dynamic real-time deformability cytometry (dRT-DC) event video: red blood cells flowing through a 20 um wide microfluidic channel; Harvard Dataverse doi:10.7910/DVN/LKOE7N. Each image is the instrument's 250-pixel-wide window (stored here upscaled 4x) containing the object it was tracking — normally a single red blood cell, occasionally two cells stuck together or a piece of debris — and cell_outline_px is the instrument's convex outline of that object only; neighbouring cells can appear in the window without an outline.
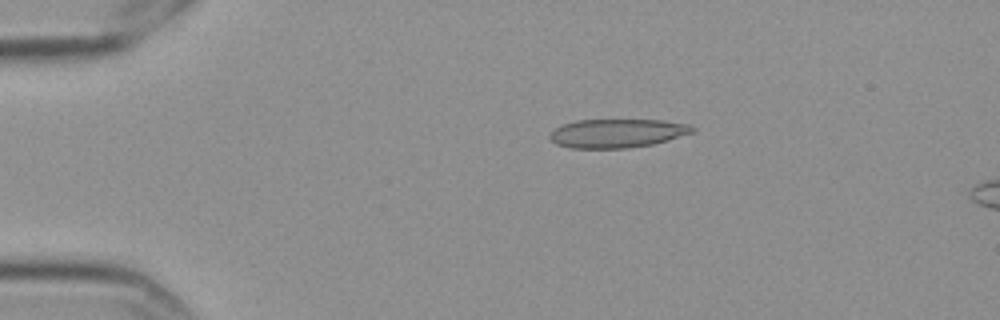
{"species": "Egyptian fruit bat (a non-hibernating species)", "species_latin": "Rousettus aegyptiacus", "temperature_condition": "cold", "stored_images_in_passage": 6, "camera_frame_rate_fps": 3000, "um_per_image_px": 0.085, "frame": {"image": 1, "passage_image": 4, "time_ms": 1.0, "image_size_px": [1000, 320], "cell_outline_px": [[696, 128], [692, 132], [668, 140], [652, 144], [628, 148], [572, 148], [556, 144], [548, 136], [556, 128], [564, 124], [576, 120], [660, 120], [692, 124]], "centroid_in_image_um": [52.48, 11.32], "position_along_channel_um": 32.5, "area_um2": 23.76}}